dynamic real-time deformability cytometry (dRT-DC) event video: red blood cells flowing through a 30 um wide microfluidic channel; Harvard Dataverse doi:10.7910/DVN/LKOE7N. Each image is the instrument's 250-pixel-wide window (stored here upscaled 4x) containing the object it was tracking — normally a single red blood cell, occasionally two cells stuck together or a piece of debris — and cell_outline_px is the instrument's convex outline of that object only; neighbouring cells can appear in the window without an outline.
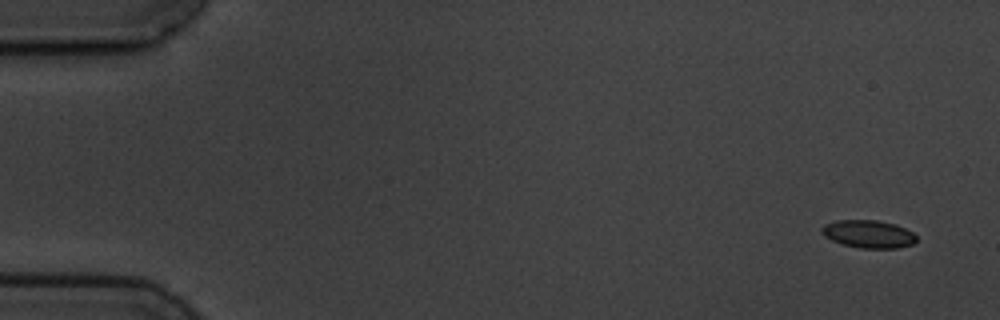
{"species": "common noctule bat (a hibernating species)", "species_latin": "Nyctalus noctula", "temperature_condition": "cold", "stored_images_in_passage": 5, "camera_frame_rate_fps": 3000, "um_per_image_px": 0.085, "animal": {"sex": "male", "body_mass_g": 19.5, "forearm_length_mm": 54.6}, "frame": {"image": 1, "passage_image": 1, "time_ms": 0.0, "image_size_px": [1000, 320], "cell_outline_px": [[916, 240], [912, 244], [896, 248], [860, 248], [844, 244], [832, 240], [824, 236], [820, 232], [820, 228], [824, 224], [836, 220], [876, 220], [896, 224], [912, 232], [916, 236]], "centroid_in_image_um": [73.78, 19.88], "position_along_channel_um": 11.2, "area_um2": 15.32}}
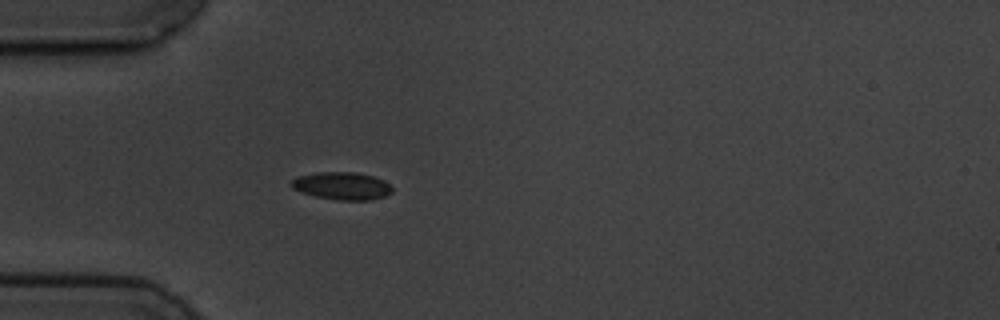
{"frame": {"image": 2, "passage_image": 5, "time_ms": 4.667, "image_size_px": [1000, 320], "cell_outline_px": [[392, 192], [384, 196], [372, 200], [336, 200], [316, 196], [300, 192], [292, 188], [288, 184], [296, 176], [316, 172], [356, 172], [372, 176], [388, 184], [392, 188]], "centroid_in_image_um": [29.0, 15.8], "position_along_channel_um": 56.0, "area_um2": 16.24}}